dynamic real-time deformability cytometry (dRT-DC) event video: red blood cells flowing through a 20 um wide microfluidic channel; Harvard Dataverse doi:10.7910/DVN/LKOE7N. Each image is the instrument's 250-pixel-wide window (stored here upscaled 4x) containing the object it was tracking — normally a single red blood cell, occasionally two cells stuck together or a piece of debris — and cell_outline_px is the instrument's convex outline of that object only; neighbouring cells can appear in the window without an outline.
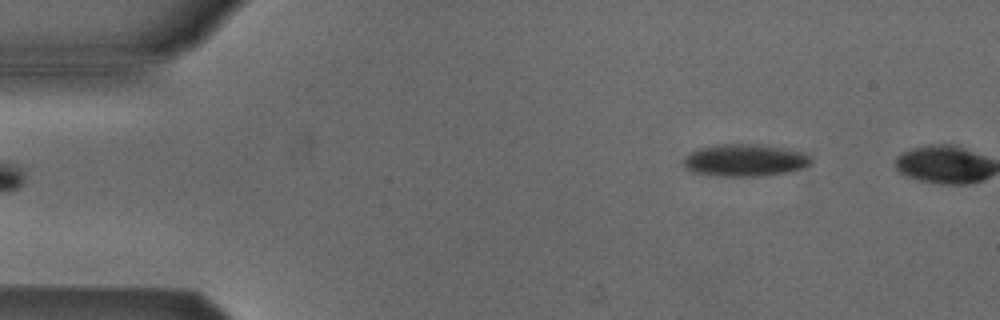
{"species": "Egyptian fruit bat (a non-hibernating species)", "species_latin": "Rousettus aegyptiacus", "temperature_condition": "cold", "stored_images_in_passage": 5, "segment_of_instrument_passage": [2, 2], "camera_frame_rate_fps": 3000, "um_per_image_px": 0.085, "animal": {"sex": "male"}, "frame": {"image": 1, "passage_image": 5, "time_ms": 5.0, "image_size_px": [1000, 320], "cell_outline_px": [[812, 164], [804, 168], [788, 172], [760, 176], [708, 176], [692, 172], [684, 168], [684, 156], [688, 152], [700, 148], [716, 144], [768, 144], [804, 152], [812, 156]], "centroid_in_image_um": [63.33, 13.62], "position_along_channel_um": 21.7, "area_um2": 24.68}}